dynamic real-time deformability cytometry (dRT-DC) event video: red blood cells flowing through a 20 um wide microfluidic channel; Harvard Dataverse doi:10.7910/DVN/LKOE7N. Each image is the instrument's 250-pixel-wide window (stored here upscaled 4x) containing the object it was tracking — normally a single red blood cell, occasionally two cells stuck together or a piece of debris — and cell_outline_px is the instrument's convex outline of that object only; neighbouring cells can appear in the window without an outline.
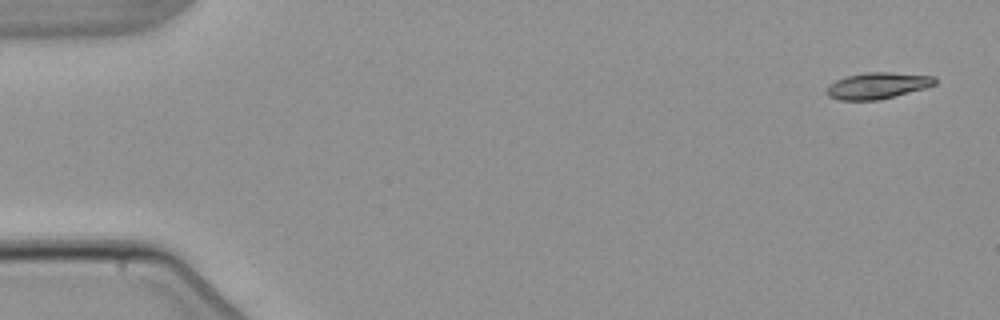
{"species": "common noctule bat (a hibernating species)", "species_latin": "Nyctalus noctula", "temperature_condition": "warm", "stored_images_in_passage": 5, "camera_frame_rate_fps": 3000, "um_per_image_px": 0.085, "animal": {"sex": "male", "body_mass_g": 21.5, "forearm_length_mm": 52.0}, "frame": {"image": 1, "passage_image": 1, "time_ms": 0.0, "image_size_px": [1000, 320], "cell_outline_px": [[936, 84], [924, 88], [880, 100], [840, 100], [828, 96], [828, 84], [836, 80], [848, 76], [868, 72], [888, 72], [936, 76]], "centroid_in_image_um": [74.61, 7.28], "position_along_channel_um": 10.4, "area_um2": 16.47}}
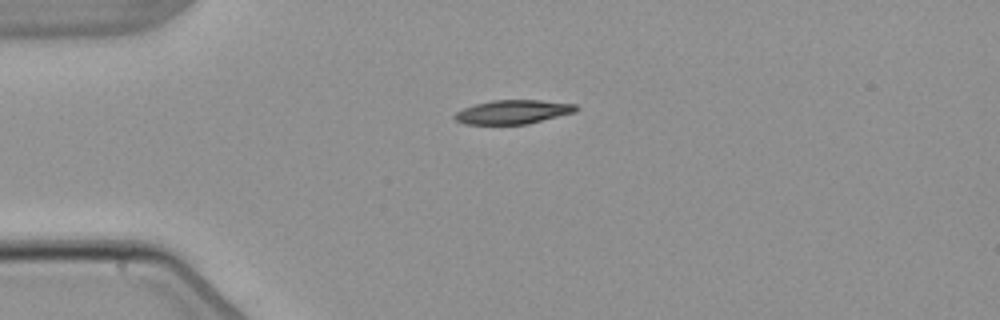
{"frame": {"image": 2, "passage_image": 4, "time_ms": 3.667, "image_size_px": [1000, 320], "cell_outline_px": [[580, 108], [576, 112], [528, 124], [464, 124], [456, 120], [452, 116], [456, 112], [464, 108], [476, 104], [492, 100], [540, 100], [576, 104]], "centroid_in_image_um": [43.63, 9.51], "position_along_channel_um": 41.4, "area_um2": 16.99}}
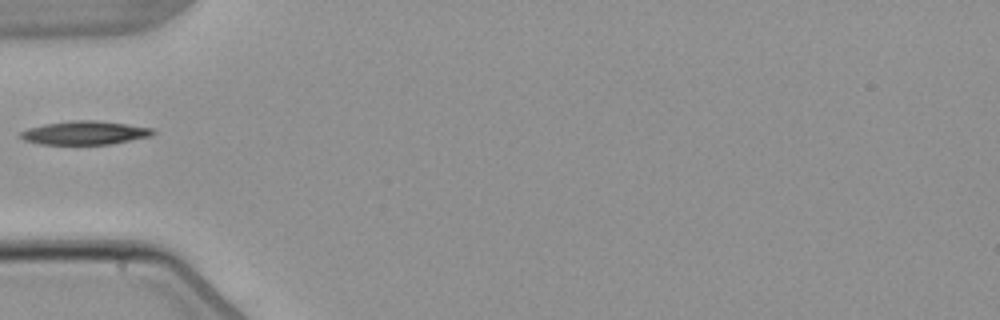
{"frame": {"image": 3, "passage_image": 5, "time_ms": 5.333, "image_size_px": [1000, 320], "cell_outline_px": [[156, 132], [148, 136], [108, 144], [40, 144], [24, 140], [20, 136], [20, 132], [28, 128], [44, 124], [72, 120], [96, 120], [152, 128]], "centroid_in_image_um": [7.14, 11.28], "position_along_channel_um": 77.9, "area_um2": 17.86}}